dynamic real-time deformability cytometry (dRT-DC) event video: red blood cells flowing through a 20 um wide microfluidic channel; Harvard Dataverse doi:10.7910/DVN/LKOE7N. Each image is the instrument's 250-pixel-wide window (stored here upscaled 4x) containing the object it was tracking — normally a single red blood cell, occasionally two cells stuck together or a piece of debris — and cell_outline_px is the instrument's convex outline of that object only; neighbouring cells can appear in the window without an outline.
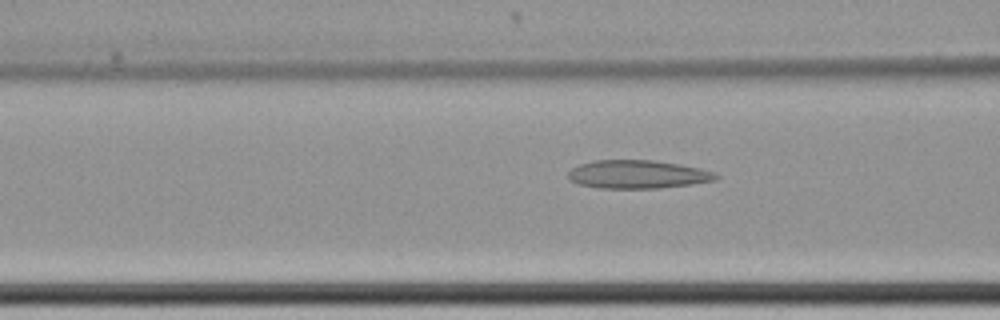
{"species": "common noctule bat (a hibernating species)", "species_latin": "Nyctalus noctula", "temperature_condition": "cold", "stored_images_in_passage": 62, "camera_frame_rate_fps": 3000, "um_per_image_px": 0.085, "animal": {"sex": "female", "body_mass_g": 22.7, "forearm_length_mm": 54.2}, "frame": {"image": 1, "passage_image": 27, "time_ms": 8.667, "image_size_px": [1000, 320], "cell_outline_px": [[720, 176], [716, 180], [692, 184], [660, 188], [600, 188], [580, 184], [568, 180], [568, 172], [572, 168], [580, 164], [592, 160], [652, 160], [680, 164], [700, 168], [712, 172]], "centroid_in_image_um": [54.19, 14.82], "position_along_channel_um": 112.4, "area_um2": 24.39}}
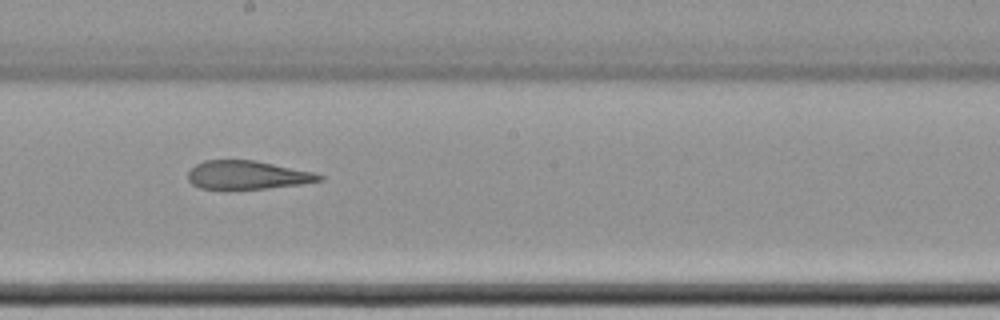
{"frame": {"image": 2, "passage_image": 37, "time_ms": 12.0, "image_size_px": [1000, 320], "cell_outline_px": [[324, 180], [300, 184], [268, 188], [200, 188], [192, 184], [188, 180], [188, 172], [196, 164], [204, 160], [256, 160], [312, 172], [324, 176]], "centroid_in_image_um": [21.02, 14.86], "position_along_channel_um": 227.2, "area_um2": 21.5}}
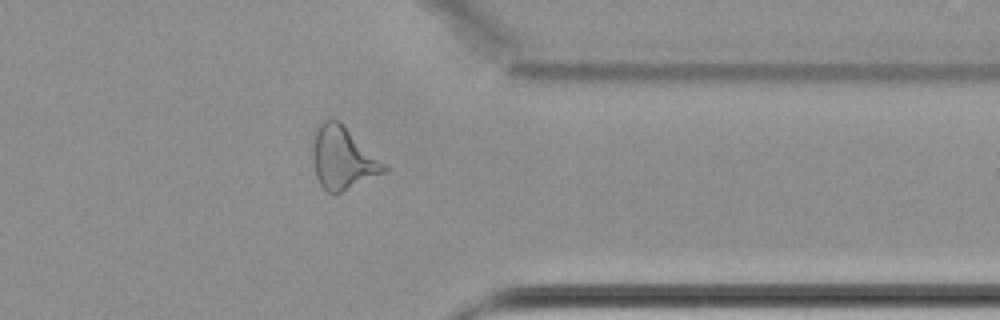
{"frame": {"image": 3, "passage_image": 51, "time_ms": 16.667, "image_size_px": [1000, 320], "cell_outline_px": [[388, 172], [340, 192], [328, 192], [320, 184], [316, 176], [312, 160], [312, 148], [316, 132], [320, 124], [324, 120], [336, 120], [344, 124], [388, 168]], "centroid_in_image_um": [29.13, 13.45], "position_along_channel_um": 382.3, "area_um2": 25.55}, "authors_computed_cell_mechanics": {"area_um2": 26.5013, "velocity_mm_per_s": 3.4388, "shape_relaxation_time_tau1_ms": null, "shape_relaxation_time_tau2_ms": 4.2596, "deformation_change_tau1": null, "deformation_change_tau2": 0.1479}}